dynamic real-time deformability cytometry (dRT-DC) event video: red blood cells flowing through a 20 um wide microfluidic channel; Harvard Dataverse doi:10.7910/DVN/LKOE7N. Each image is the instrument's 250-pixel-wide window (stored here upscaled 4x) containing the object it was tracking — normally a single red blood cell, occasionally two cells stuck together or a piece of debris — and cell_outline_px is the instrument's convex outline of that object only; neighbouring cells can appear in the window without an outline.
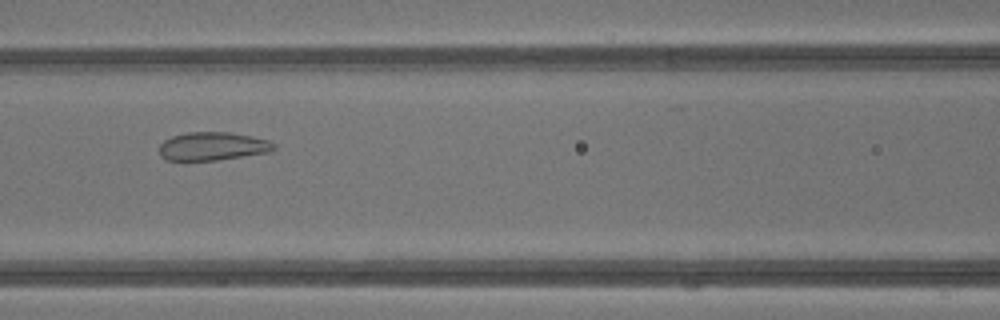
{"species": "common noctule bat (a hibernating species)", "species_latin": "Nyctalus noctula", "temperature_condition": "warm", "stored_images_in_passage": 42, "camera_frame_rate_fps": 3000, "um_per_image_px": 0.085, "animal": {"sex": "male", "body_mass_g": 13.3}, "frame": {"image": 1, "passage_image": 18, "time_ms": 5.667, "image_size_px": [1000, 320], "cell_outline_px": [[276, 148], [268, 152], [216, 160], [164, 160], [160, 156], [160, 144], [164, 140], [172, 136], [188, 132], [228, 132], [252, 136], [268, 140], [276, 144]], "centroid_in_image_um": [18.06, 12.43], "position_along_channel_um": 148.5, "area_um2": 18.84}}
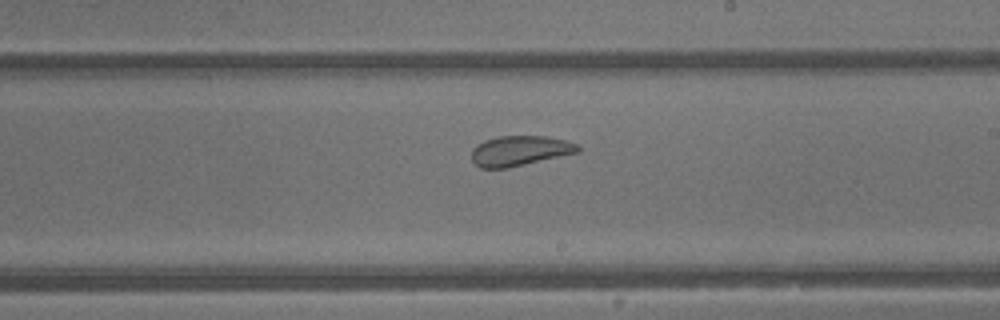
{"frame": {"image": 2, "passage_image": 24, "time_ms": 7.667, "image_size_px": [1000, 320], "cell_outline_px": [[580, 152], [508, 168], [480, 168], [472, 160], [472, 148], [476, 144], [484, 140], [500, 136], [548, 136], [564, 140], [576, 144], [580, 148]], "centroid_in_image_um": [44.17, 12.81], "position_along_channel_um": 244.8, "area_um2": 18.67}}
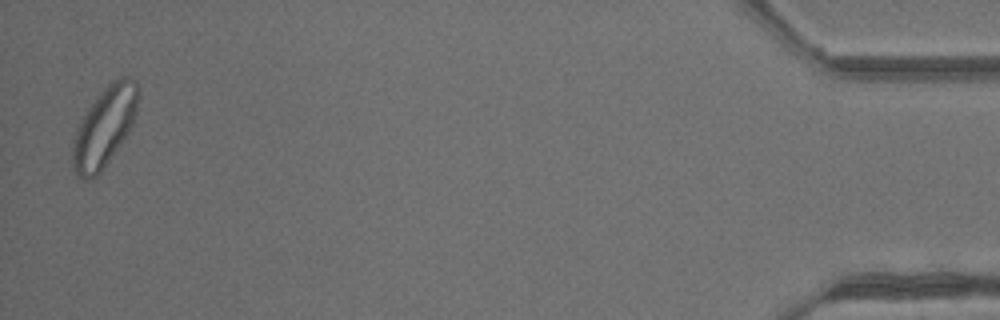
{"frame": {"image": 3, "passage_image": 41, "time_ms": 13.333, "image_size_px": [1000, 320], "cell_outline_px": [[140, 100], [132, 124], [128, 132], [100, 172], [96, 176], [88, 180], [84, 180], [76, 176], [72, 164], [72, 144], [76, 128], [88, 108], [96, 96], [108, 84], [120, 76], [128, 76], [136, 80], [140, 88]], "centroid_in_image_um": [8.89, 10.75], "position_along_channel_um": 426.3, "area_um2": 30.52}, "authors_computed_cell_mechanics": {"area_um2": 25.143, "velocity_mm_per_s": 4.827, "shape_relaxation_time_tau1_ms": null, "shape_relaxation_time_tau2_ms": 0.6269, "deformation_change_tau1": null, "deformation_change_tau2": 0.06}}